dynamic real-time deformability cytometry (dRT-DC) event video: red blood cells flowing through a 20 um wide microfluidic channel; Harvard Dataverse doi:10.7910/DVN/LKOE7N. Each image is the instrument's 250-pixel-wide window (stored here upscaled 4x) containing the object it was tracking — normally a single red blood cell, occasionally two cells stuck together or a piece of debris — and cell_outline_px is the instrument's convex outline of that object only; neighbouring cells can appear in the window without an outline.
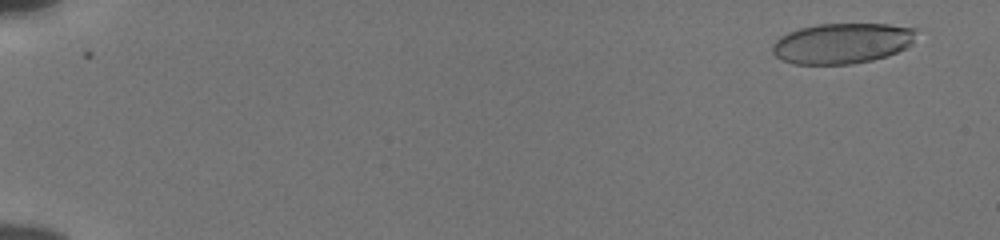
{"species": "human", "species_latin": "Homo sapiens", "temperature_condition": "cold", "stored_images_in_passage": 55, "camera_frame_rate_fps": 3000, "um_per_image_px": 0.085, "donor": {"sex": "male"}, "frame": {"image": 1, "passage_image": 3, "time_ms": 0.667, "image_size_px": [1000, 240], "cell_outline_px": [[920, 28], [912, 44], [888, 56], [872, 60], [852, 64], [792, 64], [776, 56], [772, 52], [772, 44], [780, 36], [788, 32], [800, 28], [816, 24], [888, 24]], "centroid_in_image_um": [71.61, 3.67], "position_along_channel_um": 13.4, "area_um2": 34.28}}
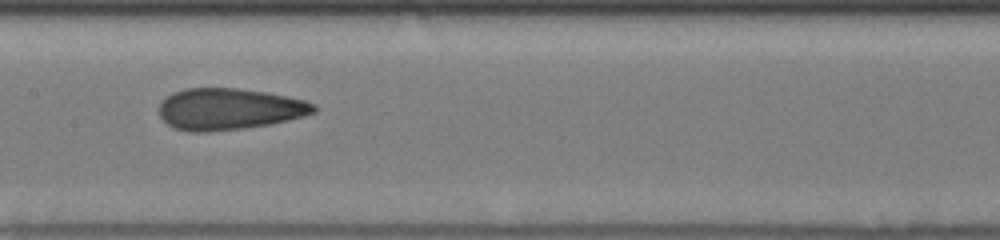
{"frame": {"image": 2, "passage_image": 30, "time_ms": 9.667, "image_size_px": [1000, 240], "cell_outline_px": [[316, 112], [304, 116], [288, 120], [268, 124], [244, 128], [208, 132], [188, 132], [172, 128], [160, 116], [160, 100], [172, 92], [184, 88], [236, 88], [268, 92], [304, 100], [316, 104]], "centroid_in_image_um": [19.45, 9.26], "position_along_channel_um": 188.0, "area_um2": 37.69}}
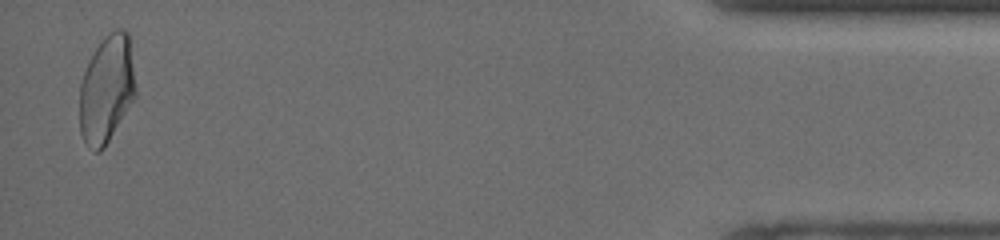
{"frame": {"image": 3, "passage_image": 54, "time_ms": 17.667, "image_size_px": [1000, 240], "cell_outline_px": [[136, 96], [104, 148], [100, 152], [92, 152], [88, 148], [80, 132], [80, 84], [88, 60], [104, 36], [108, 32], [116, 28], [124, 28], [128, 32], [136, 88]], "centroid_in_image_um": [9.06, 7.58], "position_along_channel_um": 426.1, "area_um2": 35.37}, "authors_computed_cell_mechanics": {"area_um2": 36.3562, "velocity_mm_per_s": 3.8567, "shape_relaxation_time_tau1_ms": 8.1848, "shape_relaxation_time_tau2_ms": 1.3601, "deformation_change_tau1": 0.2195, "deformation_change_tau2": 0.0901}}